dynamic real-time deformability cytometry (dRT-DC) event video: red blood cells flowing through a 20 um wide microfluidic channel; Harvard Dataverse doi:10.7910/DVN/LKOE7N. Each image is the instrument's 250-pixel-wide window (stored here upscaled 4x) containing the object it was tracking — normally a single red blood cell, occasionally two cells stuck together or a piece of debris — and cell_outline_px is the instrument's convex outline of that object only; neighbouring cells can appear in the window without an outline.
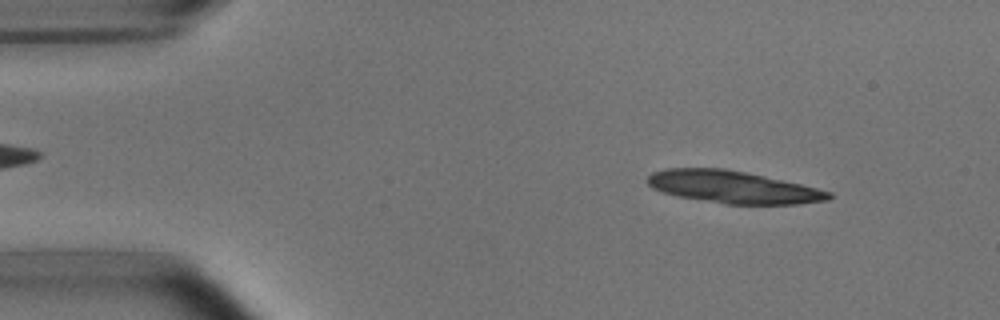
{"species": "common noctule bat (a hibernating species)", "species_latin": "Nyctalus noctula", "temperature_condition": "room temperature", "stored_images_in_passage": 50, "segment_of_instrument_passage": [1, 2], "camera_frame_rate_fps": 3000, "um_per_image_px": 0.085, "animal": {"sex": "male", "body_mass_g": 15.6}, "frame": {"image": 1, "passage_image": 4, "time_ms": 1.0, "image_size_px": [1000, 320], "cell_outline_px": [[832, 196], [828, 200], [800, 204], [724, 204], [676, 196], [652, 188], [644, 180], [652, 172], [664, 168], [724, 168], [764, 176], [800, 184], [832, 192]], "centroid_in_image_um": [62.25, 15.9], "position_along_channel_um": 22.7, "area_um2": 34.16}}